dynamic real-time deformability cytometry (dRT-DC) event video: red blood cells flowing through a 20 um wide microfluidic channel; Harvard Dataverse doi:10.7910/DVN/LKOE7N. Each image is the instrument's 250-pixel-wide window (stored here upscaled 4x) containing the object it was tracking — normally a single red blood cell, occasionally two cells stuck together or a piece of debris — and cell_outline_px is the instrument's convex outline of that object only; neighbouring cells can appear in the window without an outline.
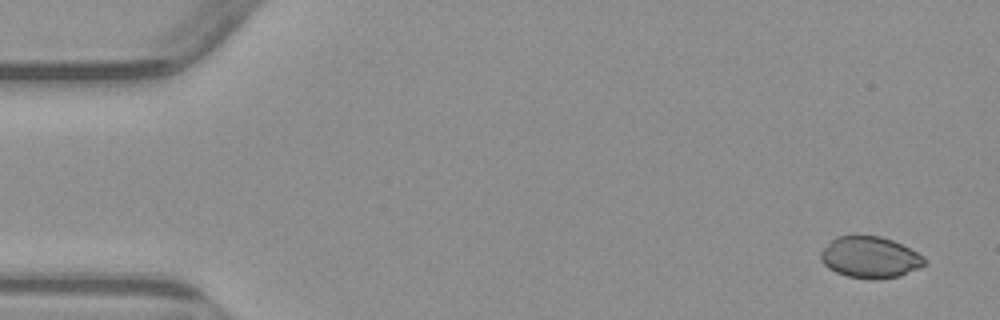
{"species": "common noctule bat (a hibernating species)", "species_latin": "Nyctalus noctula", "temperature_condition": "warm", "stored_images_in_passage": 6, "camera_frame_rate_fps": 3000, "um_per_image_px": 0.085, "animal": {"sex": "male", "body_mass_g": 23.1, "forearm_length_mm": 52.7}, "frame": {"image": 1, "passage_image": 1, "time_ms": 0.0, "image_size_px": [1000, 320], "cell_outline_px": [[924, 264], [920, 268], [900, 276], [880, 280], [872, 280], [848, 276], [836, 272], [828, 268], [820, 260], [820, 252], [836, 236], [880, 236], [892, 240], [924, 256]], "centroid_in_image_um": [73.94, 21.89], "position_along_channel_um": 11.1, "area_um2": 24.97}}
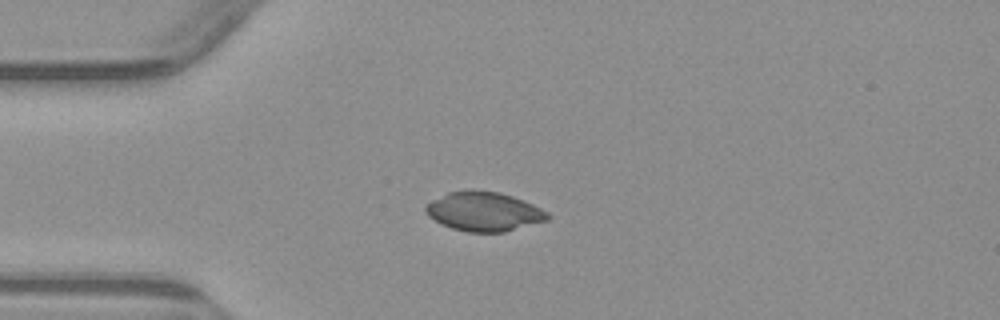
{"frame": {"image": 2, "passage_image": 4, "time_ms": 3.667, "image_size_px": [1000, 320], "cell_outline_px": [[552, 216], [548, 220], [504, 232], [468, 232], [452, 228], [440, 224], [428, 216], [424, 212], [424, 204], [448, 192], [472, 188], [500, 192], [512, 196], [532, 204], [548, 212]], "centroid_in_image_um": [41.1, 17.96], "position_along_channel_um": 43.9, "area_um2": 28.26}}
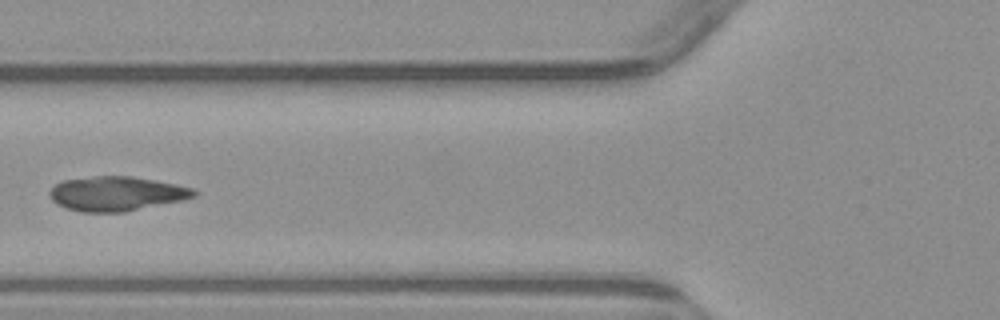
{"frame": {"image": 3, "passage_image": 6, "time_ms": 6.0, "image_size_px": [1000, 320], "cell_outline_px": [[200, 192], [196, 196], [180, 200], [124, 212], [80, 212], [64, 208], [56, 204], [52, 200], [48, 192], [56, 184], [64, 180], [96, 176], [132, 176], [156, 180], [196, 188]], "centroid_in_image_um": [9.91, 16.46], "position_along_channel_um": 115.9, "area_um2": 29.07}}